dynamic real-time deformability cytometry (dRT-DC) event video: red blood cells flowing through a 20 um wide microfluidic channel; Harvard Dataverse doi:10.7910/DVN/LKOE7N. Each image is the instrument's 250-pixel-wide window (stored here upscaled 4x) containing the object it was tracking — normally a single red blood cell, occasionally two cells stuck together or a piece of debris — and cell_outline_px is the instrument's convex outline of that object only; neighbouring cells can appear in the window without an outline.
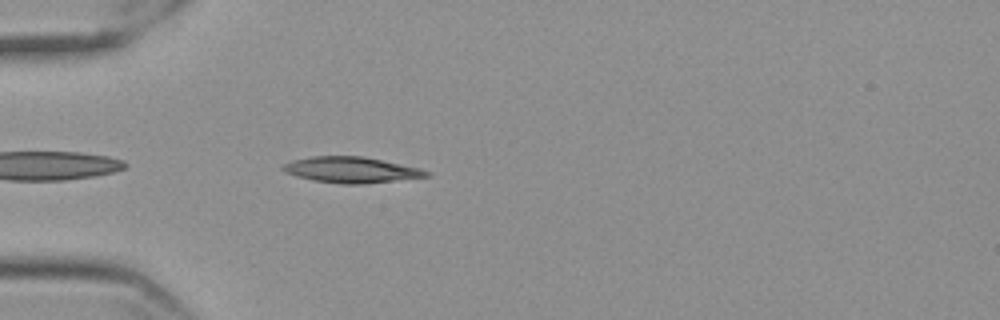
{"species": "Egyptian fruit bat (a non-hibernating species)", "species_latin": "Rousettus aegyptiacus", "temperature_condition": "cold", "stored_images_in_passage": 43, "camera_frame_rate_fps": 3000, "um_per_image_px": 0.085, "frame": {"image": 1, "passage_image": 3, "time_ms": 0.667, "image_size_px": [1000, 320], "cell_outline_px": [[432, 176], [360, 184], [344, 184], [312, 180], [296, 176], [284, 172], [280, 168], [284, 164], [292, 160], [312, 156], [360, 156], [420, 168], [432, 172]], "centroid_in_image_um": [29.84, 14.44], "position_along_channel_um": 55.2, "area_um2": 21.5}}
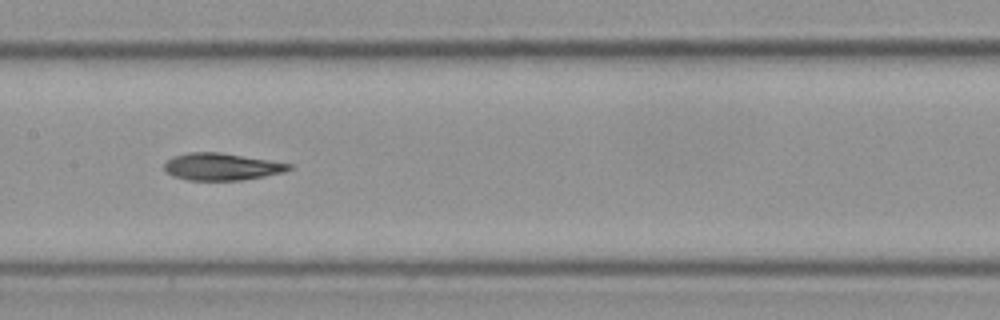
{"frame": {"image": 2, "passage_image": 15, "time_ms": 4.667, "image_size_px": [1000, 320], "cell_outline_px": [[292, 168], [284, 172], [264, 176], [240, 180], [188, 180], [172, 176], [164, 168], [164, 164], [172, 156], [188, 152], [220, 152], [292, 164]], "centroid_in_image_um": [18.81, 14.16], "position_along_channel_um": 188.6, "area_um2": 19.59}}
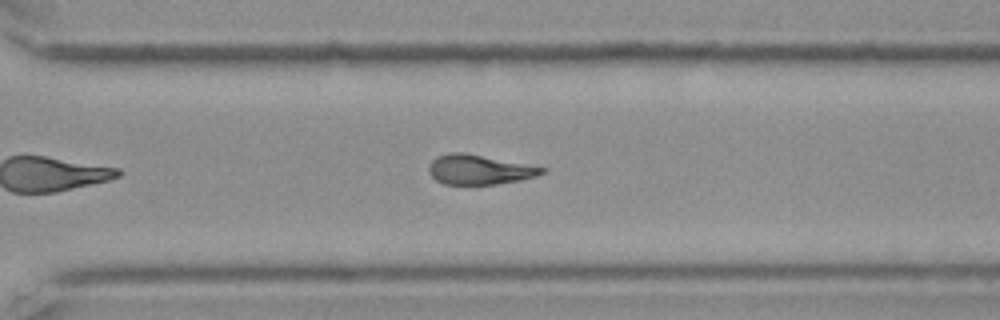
{"frame": {"image": 3, "passage_image": 27, "time_ms": 8.667, "image_size_px": [1000, 320], "cell_outline_px": [[548, 172], [536, 176], [520, 180], [496, 184], [444, 184], [436, 180], [428, 172], [428, 164], [436, 156], [452, 152], [464, 152], [548, 168]], "centroid_in_image_um": [40.75, 14.41], "position_along_channel_um": 329.9, "area_um2": 19.71}, "authors_computed_cell_mechanics": {"area_um2": 20.1144, "velocity_mm_per_s": 3.5429, "shape_relaxation_time_tau1_ms": 5.3981, "shape_relaxation_time_tau2_ms": 5.5911, "deformation_change_tau1": 0.1609, "deformation_change_tau2": 0.1258}}